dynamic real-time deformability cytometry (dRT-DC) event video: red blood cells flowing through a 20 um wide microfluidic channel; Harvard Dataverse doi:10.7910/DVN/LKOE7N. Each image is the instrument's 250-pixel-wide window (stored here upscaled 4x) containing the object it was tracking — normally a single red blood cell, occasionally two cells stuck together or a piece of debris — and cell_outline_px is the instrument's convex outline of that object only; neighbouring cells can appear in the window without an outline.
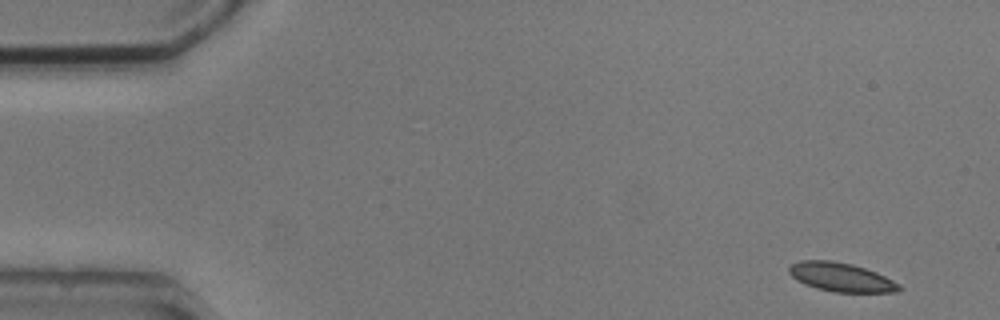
{"species": "common noctule bat (a hibernating species)", "species_latin": "Nyctalus noctula", "temperature_condition": "cold", "stored_images_in_passage": 8, "camera_frame_rate_fps": 3000, "um_per_image_px": 0.085, "animal": {"sex": "male", "body_mass_g": 20.5, "forearm_length_mm": 52.5}, "frame": {"image": 1, "passage_image": 1, "time_ms": 0.0, "image_size_px": [1000, 320], "cell_outline_px": [[904, 288], [900, 292], [832, 292], [816, 288], [804, 284], [796, 280], [788, 272], [788, 268], [792, 264], [800, 260], [832, 260], [852, 264], [876, 272], [900, 284]], "centroid_in_image_um": [71.5, 23.56], "position_along_channel_um": 13.5, "area_um2": 18.67}}
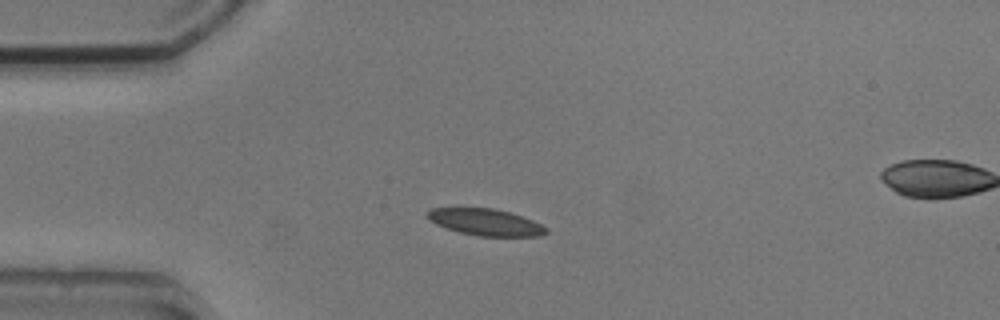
{"frame": {"image": 2, "passage_image": 3, "time_ms": 3.333, "image_size_px": [1000, 320], "cell_outline_px": [[548, 232], [540, 236], [480, 236], [460, 232], [436, 224], [428, 220], [424, 212], [432, 208], [492, 208], [508, 212], [532, 220], [548, 228]], "centroid_in_image_um": [41.24, 18.88], "position_along_channel_um": 43.8, "area_um2": 18.32}}